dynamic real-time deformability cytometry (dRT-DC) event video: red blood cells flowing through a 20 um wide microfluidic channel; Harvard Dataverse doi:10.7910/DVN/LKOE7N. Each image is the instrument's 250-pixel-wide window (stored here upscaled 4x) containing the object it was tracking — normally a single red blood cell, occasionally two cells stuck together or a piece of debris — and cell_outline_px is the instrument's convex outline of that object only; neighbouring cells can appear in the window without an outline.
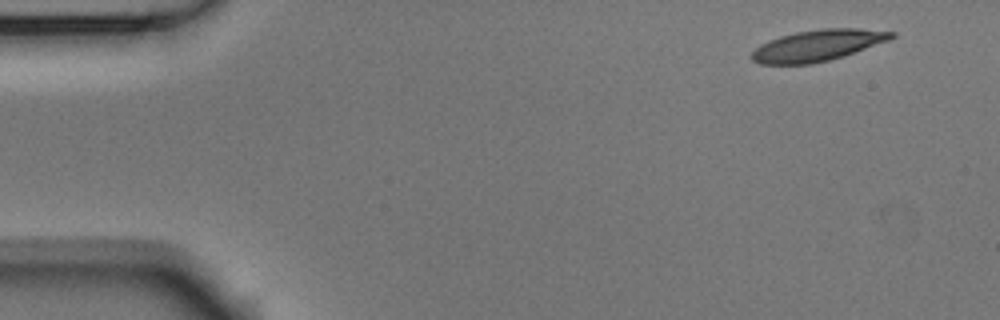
{"species": "Egyptian fruit bat (a non-hibernating species)", "species_latin": "Rousettus aegyptiacus", "temperature_condition": "room temperature", "stored_images_in_passage": 4, "camera_frame_rate_fps": 3000, "um_per_image_px": 0.085, "animal": {"sex": "male"}, "frame": {"image": 1, "passage_image": 1, "time_ms": 0.0, "image_size_px": [1000, 320], "cell_outline_px": [[896, 36], [888, 40], [844, 56], [812, 64], [760, 64], [752, 60], [752, 52], [760, 44], [768, 40], [780, 36], [796, 32], [820, 28], [860, 28], [896, 32]], "centroid_in_image_um": [69.5, 3.85], "position_along_channel_um": 15.5, "area_um2": 25.43}}
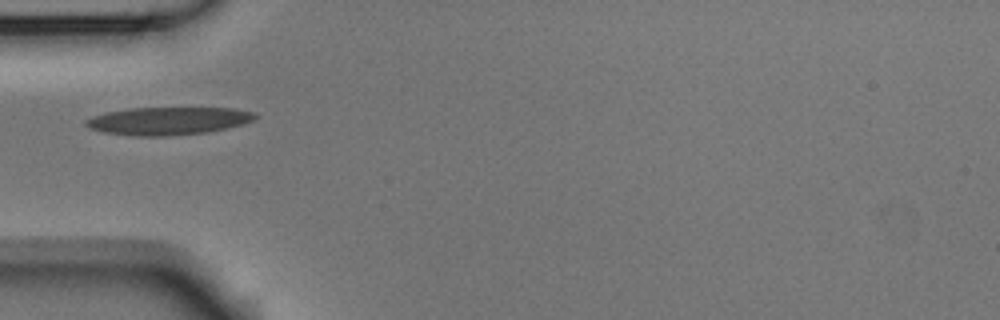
{"frame": {"image": 2, "passage_image": 4, "time_ms": 1.0, "image_size_px": [1000, 320], "cell_outline_px": [[256, 120], [208, 132], [164, 136], [136, 136], [104, 132], [88, 128], [84, 124], [84, 120], [92, 116], [108, 112], [128, 108], [232, 108], [256, 112]], "centroid_in_image_um": [14.27, 10.27], "position_along_channel_um": 70.7, "area_um2": 27.34}}